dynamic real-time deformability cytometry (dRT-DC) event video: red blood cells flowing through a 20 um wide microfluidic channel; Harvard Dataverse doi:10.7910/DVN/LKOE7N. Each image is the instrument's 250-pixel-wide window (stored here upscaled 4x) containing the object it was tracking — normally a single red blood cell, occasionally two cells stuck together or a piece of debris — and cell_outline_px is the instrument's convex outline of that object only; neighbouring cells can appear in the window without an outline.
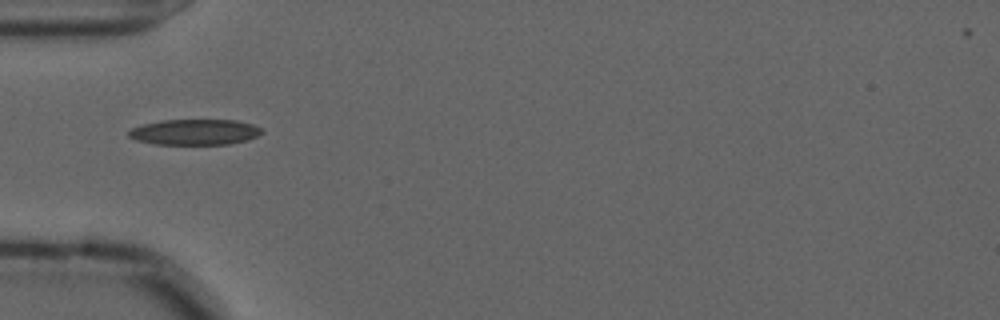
{"species": "common noctule bat (a hibernating species)", "species_latin": "Nyctalus noctula", "temperature_condition": "cold", "stored_images_in_passage": 8, "camera_frame_rate_fps": 3000, "um_per_image_px": 0.085, "animal": {"sex": "male", "forearm_length_mm": 52.5}, "frame": {"image": 1, "passage_image": 1, "time_ms": 0.0, "image_size_px": [1000, 320], "cell_outline_px": [[264, 132], [248, 140], [228, 144], [156, 144], [136, 140], [128, 136], [128, 132], [132, 128], [144, 124], [160, 120], [236, 120], [252, 124], [260, 128]], "centroid_in_image_um": [16.56, 11.22], "position_along_channel_um": 68.4, "area_um2": 19.83}}